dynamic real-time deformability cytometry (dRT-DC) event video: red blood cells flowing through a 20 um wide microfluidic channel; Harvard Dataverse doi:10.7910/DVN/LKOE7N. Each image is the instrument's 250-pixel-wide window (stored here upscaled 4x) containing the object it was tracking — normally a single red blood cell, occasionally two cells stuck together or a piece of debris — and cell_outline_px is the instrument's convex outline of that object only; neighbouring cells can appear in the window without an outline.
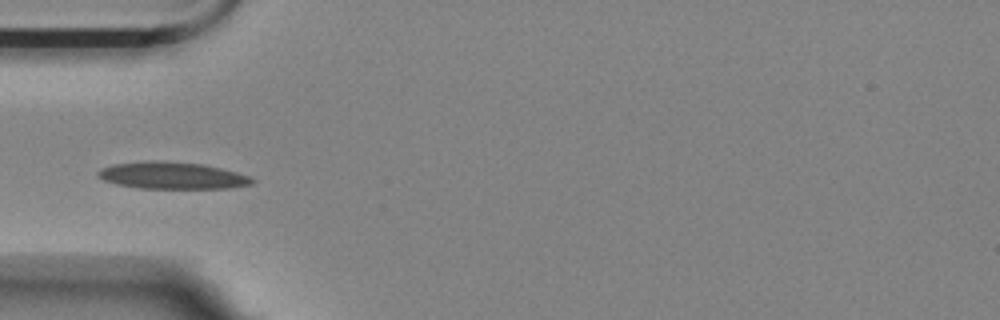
{"species": "Egyptian fruit bat (a non-hibernating species)", "species_latin": "Rousettus aegyptiacus", "temperature_condition": "room temperature", "stored_images_in_passage": 40, "camera_frame_rate_fps": 3000, "um_per_image_px": 0.085, "animal": {"sex": "female"}, "frame": {"image": 1, "passage_image": 1, "time_ms": 0.0, "image_size_px": [1000, 320], "cell_outline_px": [[256, 180], [252, 184], [232, 188], [136, 188], [116, 184], [104, 180], [96, 176], [96, 172], [100, 168], [112, 164], [144, 160], [156, 160], [204, 164], [252, 176]], "centroid_in_image_um": [14.61, 14.91], "position_along_channel_um": 70.4, "area_um2": 24.57}}
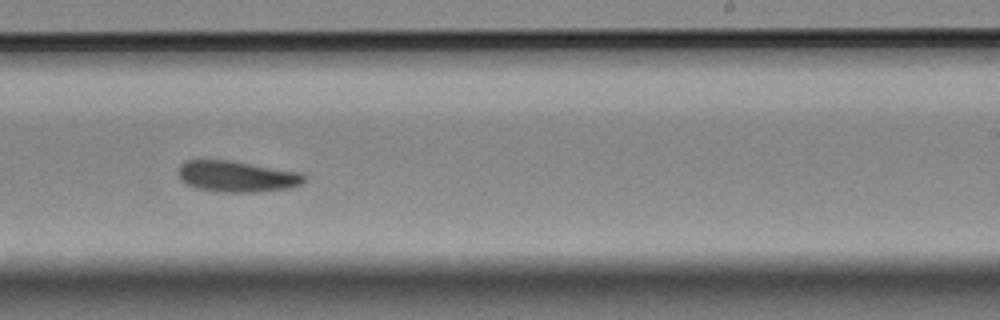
{"frame": {"image": 2, "passage_image": 18, "time_ms": 5.667, "image_size_px": [1000, 320], "cell_outline_px": [[308, 180], [304, 184], [292, 188], [260, 192], [220, 192], [196, 188], [180, 180], [176, 172], [180, 164], [184, 160], [228, 160], [300, 172], [308, 176]], "centroid_in_image_um": [20.17, 15.0], "position_along_channel_um": 268.8, "area_um2": 23.29}}
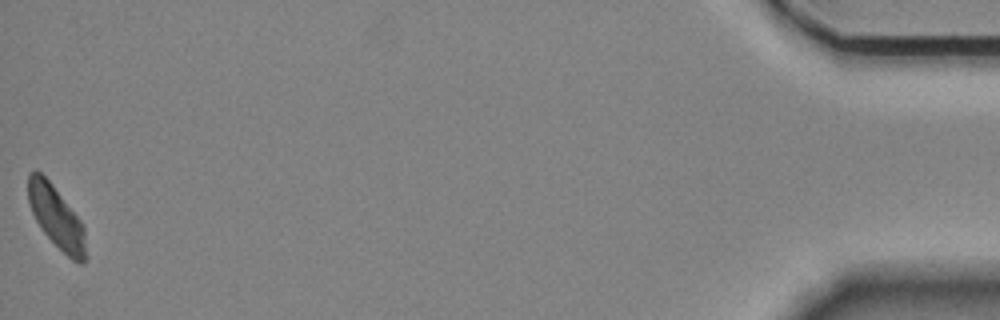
{"frame": {"image": 3, "passage_image": 40, "time_ms": 13.0, "image_size_px": [1000, 320], "cell_outline_px": [[88, 256], [84, 264], [80, 264], [72, 260], [44, 232], [36, 220], [28, 204], [28, 172], [40, 172], [52, 184], [80, 220], [84, 228]], "centroid_in_image_um": [4.82, 18.5], "position_along_channel_um": 430.4, "area_um2": 20.69}, "authors_computed_cell_mechanics": {"area_um2": 22.3397, "velocity_mm_per_s": 3.4931, "shape_relaxation_time_tau1_ms": 5.3025, "shape_relaxation_time_tau2_ms": null, "deformation_change_tau1": 0.137, "deformation_change_tau2": null}}